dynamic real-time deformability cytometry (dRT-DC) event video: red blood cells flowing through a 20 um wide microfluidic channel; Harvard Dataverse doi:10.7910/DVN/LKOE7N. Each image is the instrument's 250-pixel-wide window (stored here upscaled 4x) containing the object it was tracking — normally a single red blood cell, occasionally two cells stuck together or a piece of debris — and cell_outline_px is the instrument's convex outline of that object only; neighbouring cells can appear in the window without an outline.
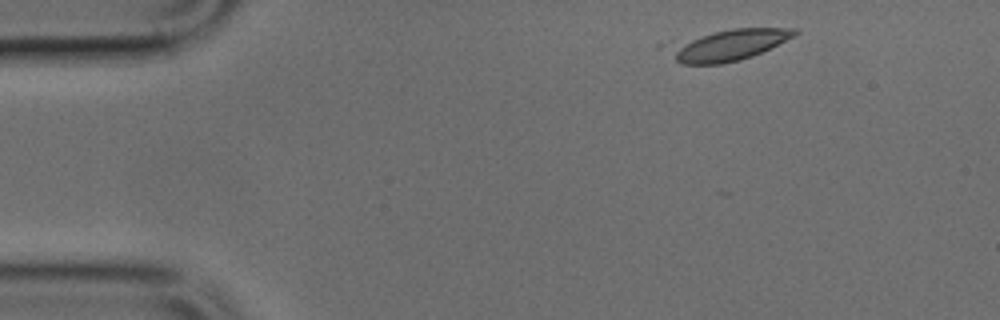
{"species": "common noctule bat (a hibernating species)", "species_latin": "Nyctalus noctula", "temperature_condition": "cold", "stored_images_in_passage": 6, "camera_frame_rate_fps": 3000, "um_per_image_px": 0.085, "animal": {"sex": "male", "body_mass_g": 17.9, "forearm_length_mm": 54.2}, "frame": {"image": 1, "passage_image": 1, "time_ms": 0.0, "image_size_px": [1000, 320], "cell_outline_px": [[800, 32], [796, 36], [752, 56], [740, 60], [720, 64], [684, 64], [676, 60], [656, 48], [652, 44], [732, 28], [796, 28]], "centroid_in_image_um": [61.62, 3.82], "position_along_channel_um": 23.4, "area_um2": 24.33}}